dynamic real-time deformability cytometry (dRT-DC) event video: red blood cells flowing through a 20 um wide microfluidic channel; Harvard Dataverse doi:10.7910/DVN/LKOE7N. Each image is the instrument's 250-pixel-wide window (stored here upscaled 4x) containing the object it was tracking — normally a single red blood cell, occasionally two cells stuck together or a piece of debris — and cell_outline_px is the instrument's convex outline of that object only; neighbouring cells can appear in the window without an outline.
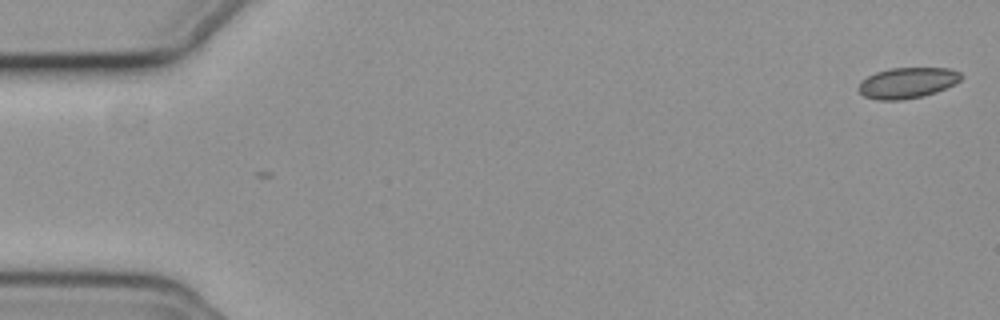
{"species": "common noctule bat (a hibernating species)", "species_latin": "Nyctalus noctula", "temperature_condition": "cold", "stored_images_in_passage": 10, "camera_frame_rate_fps": 3000, "um_per_image_px": 0.085, "animal": {"sex": "female", "body_mass_g": 19.3, "forearm_length_mm": 54.1}, "frame": {"image": 1, "passage_image": 1, "time_ms": 0.0, "image_size_px": [1000, 320], "cell_outline_px": [[964, 76], [960, 80], [936, 92], [920, 96], [900, 100], [876, 100], [864, 96], [856, 88], [860, 80], [876, 72], [888, 68], [948, 68], [960, 72]], "centroid_in_image_um": [77.07, 7.03], "position_along_channel_um": 7.9, "area_um2": 18.38}}